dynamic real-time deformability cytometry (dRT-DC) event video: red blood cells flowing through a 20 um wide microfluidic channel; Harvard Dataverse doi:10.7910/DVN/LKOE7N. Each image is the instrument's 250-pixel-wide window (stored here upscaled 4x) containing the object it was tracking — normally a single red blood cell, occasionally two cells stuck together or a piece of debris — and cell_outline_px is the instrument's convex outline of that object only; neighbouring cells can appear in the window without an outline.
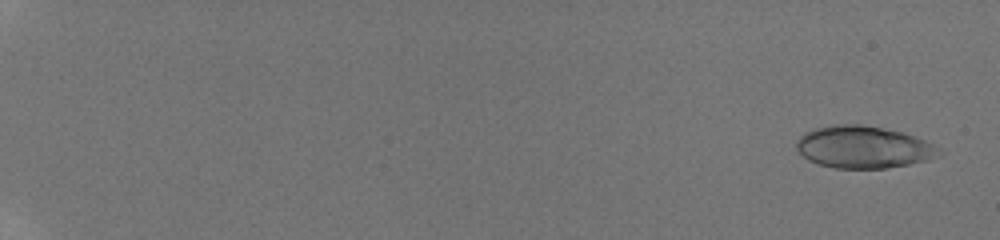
{"species": "human", "species_latin": "Homo sapiens", "temperature_condition": "room temperature", "stored_images_in_passage": 56, "camera_frame_rate_fps": 3000, "um_per_image_px": 0.085, "donor": {"sex": "male"}, "frame": {"image": 1, "passage_image": 3, "time_ms": 0.667, "image_size_px": [1000, 240], "cell_outline_px": [[940, 148], [924, 160], [908, 164], [884, 168], [836, 168], [820, 164], [808, 160], [796, 148], [796, 140], [804, 132], [816, 128], [836, 124], [860, 124], [900, 132], [924, 140]], "centroid_in_image_um": [73.27, 12.49], "position_along_channel_um": 11.7, "area_um2": 34.1}}
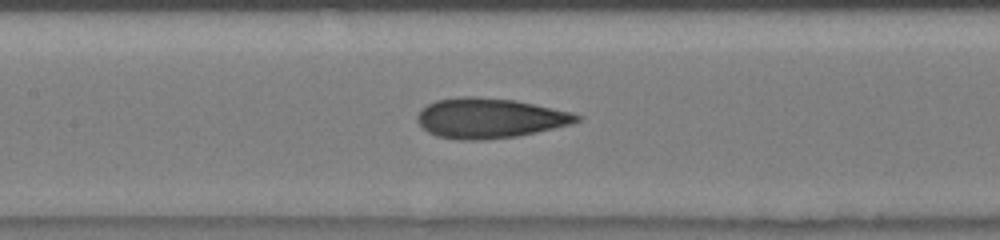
{"frame": {"image": 2, "passage_image": 32, "time_ms": 10.333, "image_size_px": [1000, 240], "cell_outline_px": [[584, 116], [580, 120], [572, 124], [516, 136], [484, 140], [456, 140], [436, 136], [428, 132], [416, 120], [416, 116], [420, 108], [436, 100], [460, 96], [476, 96], [516, 100], [572, 112]], "centroid_in_image_um": [41.6, 10.03], "position_along_channel_um": 165.8, "area_um2": 37.45}}
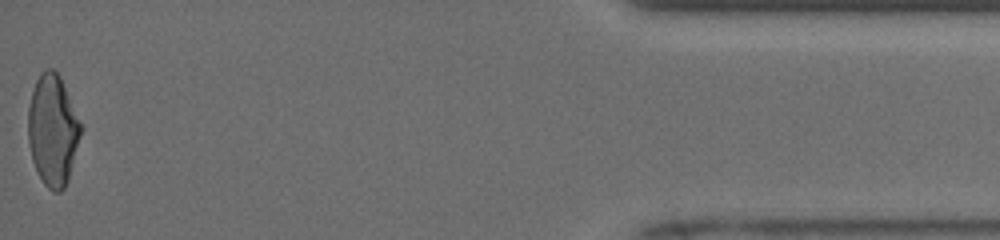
{"frame": {"image": 3, "passage_image": 56, "time_ms": 18.667, "image_size_px": [1000, 240], "cell_outline_px": [[84, 128], [68, 180], [64, 188], [60, 192], [52, 192], [44, 184], [32, 160], [28, 140], [28, 108], [32, 92], [36, 80], [40, 72], [44, 68], [52, 68], [60, 76]], "centroid_in_image_um": [4.51, 11.06], "position_along_channel_um": 430.7, "area_um2": 34.45}, "authors_computed_cell_mechanics": {"area_um2": 35.258, "velocity_mm_per_s": 3.9633, "shape_relaxation_time_tau1_ms": 6.4954, "shape_relaxation_time_tau2_ms": 1.3989, "deformation_change_tau1": 0.1833, "deformation_change_tau2": 0.0884}}